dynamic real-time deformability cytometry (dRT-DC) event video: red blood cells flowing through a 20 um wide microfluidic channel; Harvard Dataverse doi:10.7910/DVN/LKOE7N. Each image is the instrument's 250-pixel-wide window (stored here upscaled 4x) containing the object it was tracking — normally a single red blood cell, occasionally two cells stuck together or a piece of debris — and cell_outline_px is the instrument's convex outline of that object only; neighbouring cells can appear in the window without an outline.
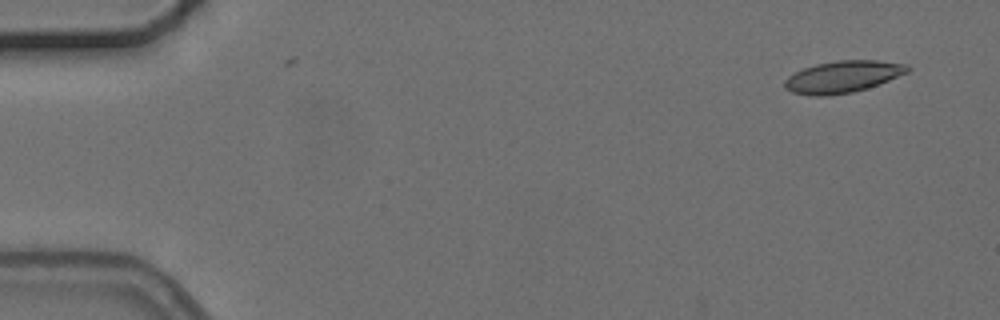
{"species": "common noctule bat (a hibernating species)", "species_latin": "Nyctalus noctula", "temperature_condition": "cold", "stored_images_in_passage": 7, "camera_frame_rate_fps": 3000, "um_per_image_px": 0.085, "animal": {"sex": "female", "body_mass_g": 24.6, "forearm_length_mm": 56.2}, "frame": {"image": 1, "passage_image": 1, "time_ms": 0.0, "image_size_px": [1000, 320], "cell_outline_px": [[912, 68], [908, 72], [888, 80], [852, 92], [824, 96], [808, 96], [792, 92], [784, 88], [784, 80], [788, 76], [804, 68], [816, 64], [836, 60], [876, 60], [908, 64]], "centroid_in_image_um": [71.61, 6.52], "position_along_channel_um": 13.4, "area_um2": 22.72}}
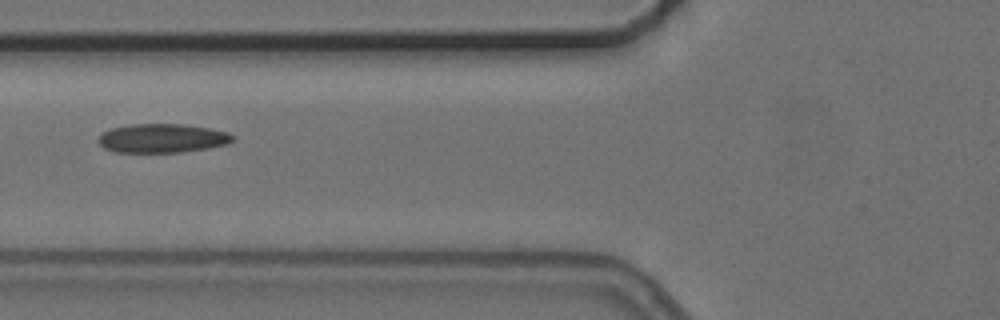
{"frame": {"image": 2, "passage_image": 6, "time_ms": 6.0, "image_size_px": [1000, 320], "cell_outline_px": [[236, 140], [228, 144], [208, 148], [180, 152], [116, 152], [104, 148], [96, 140], [100, 132], [112, 128], [128, 124], [184, 124], [208, 128], [228, 132], [236, 136]], "centroid_in_image_um": [13.79, 11.74], "position_along_channel_um": 112.0, "area_um2": 22.95}}
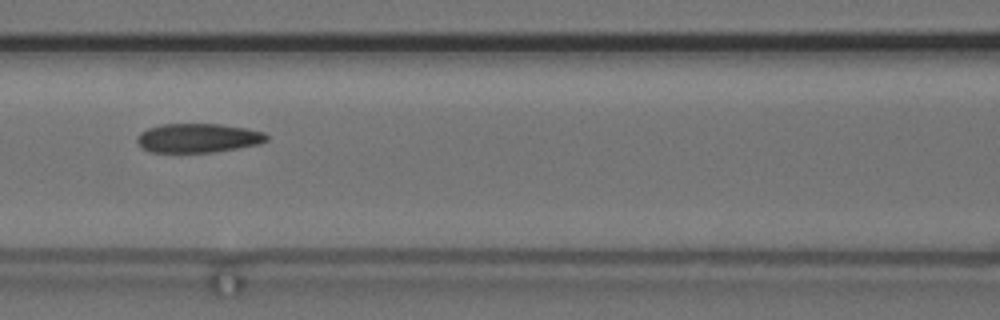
{"frame": {"image": 3, "passage_image": 7, "time_ms": 7.0, "image_size_px": [1000, 320], "cell_outline_px": [[268, 140], [260, 144], [212, 152], [148, 152], [136, 140], [136, 136], [140, 132], [148, 128], [160, 124], [220, 124], [248, 128], [264, 132], [268, 136]], "centroid_in_image_um": [16.84, 11.72], "position_along_channel_um": 149.8, "area_um2": 22.02}}